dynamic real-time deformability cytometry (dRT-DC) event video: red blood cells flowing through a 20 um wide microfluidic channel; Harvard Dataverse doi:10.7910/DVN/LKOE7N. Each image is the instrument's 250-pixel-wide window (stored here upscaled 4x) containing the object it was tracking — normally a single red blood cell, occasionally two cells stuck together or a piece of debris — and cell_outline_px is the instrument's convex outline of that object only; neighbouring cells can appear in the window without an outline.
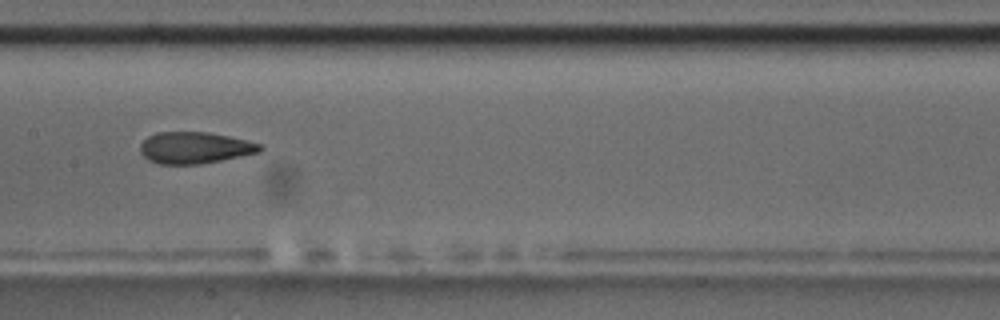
{"species": "common noctule bat (a hibernating species)", "species_latin": "Nyctalus noctula", "temperature_condition": "room temperature", "stored_images_in_passage": 24, "camera_frame_rate_fps": 3000, "um_per_image_px": 0.085, "animal": {"sex": "male", "body_mass_g": 17.5, "forearm_length_mm": 52.3}, "frame": {"image": 1, "passage_image": 14, "time_ms": 4.333, "image_size_px": [1000, 320], "cell_outline_px": [[264, 148], [260, 152], [200, 164], [160, 164], [148, 160], [140, 152], [140, 144], [148, 136], [156, 132], [208, 132], [248, 140], [264, 144]], "centroid_in_image_um": [16.57, 12.55], "position_along_channel_um": 190.8, "area_um2": 22.14}}